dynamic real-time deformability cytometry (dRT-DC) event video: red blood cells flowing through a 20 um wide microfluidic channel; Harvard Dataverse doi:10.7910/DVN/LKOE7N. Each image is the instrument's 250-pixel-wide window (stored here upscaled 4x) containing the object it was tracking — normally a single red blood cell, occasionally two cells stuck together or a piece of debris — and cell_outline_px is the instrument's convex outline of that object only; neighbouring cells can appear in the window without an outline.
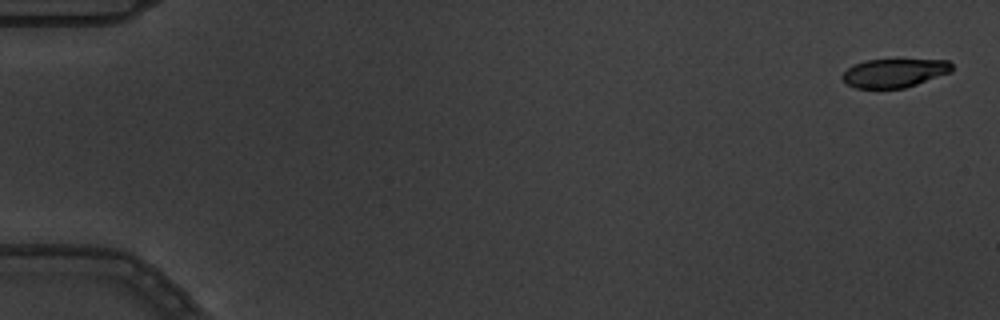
{"species": "common noctule bat (a hibernating species)", "species_latin": "Nyctalus noctula", "temperature_condition": "warm", "stored_images_in_passage": 6, "camera_frame_rate_fps": 3000, "um_per_image_px": 0.085, "animal": {"sex": "male", "body_mass_g": 19.5, "forearm_length_mm": 54.6}, "frame": {"image": 1, "passage_image": 1, "time_ms": 0.0, "image_size_px": [1000, 320], "cell_outline_px": [[952, 72], [904, 88], [856, 88], [848, 84], [840, 76], [848, 68], [864, 60], [948, 60], [952, 64]], "centroid_in_image_um": [76.03, 6.2], "position_along_channel_um": 9.0, "area_um2": 18.09}}
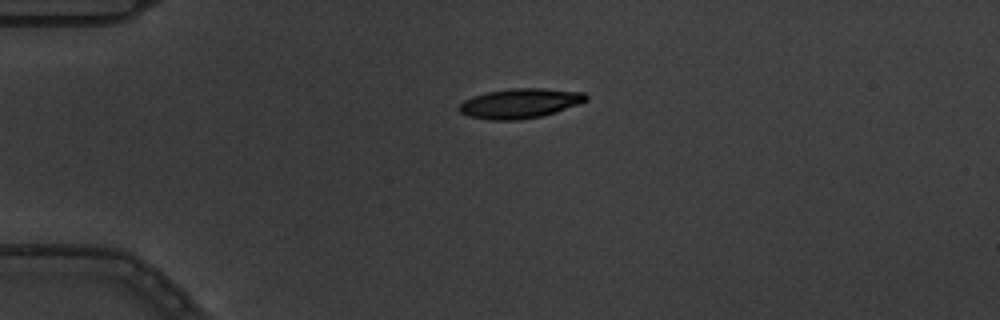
{"frame": {"image": 2, "passage_image": 4, "time_ms": 1.0, "image_size_px": [1000, 320], "cell_outline_px": [[588, 100], [580, 104], [556, 112], [540, 116], [520, 120], [488, 120], [468, 116], [460, 112], [456, 108], [464, 100], [472, 96], [488, 92], [512, 88], [544, 88], [584, 92], [588, 96]], "centroid_in_image_um": [44.2, 8.79], "position_along_channel_um": 40.8, "area_um2": 22.2}}